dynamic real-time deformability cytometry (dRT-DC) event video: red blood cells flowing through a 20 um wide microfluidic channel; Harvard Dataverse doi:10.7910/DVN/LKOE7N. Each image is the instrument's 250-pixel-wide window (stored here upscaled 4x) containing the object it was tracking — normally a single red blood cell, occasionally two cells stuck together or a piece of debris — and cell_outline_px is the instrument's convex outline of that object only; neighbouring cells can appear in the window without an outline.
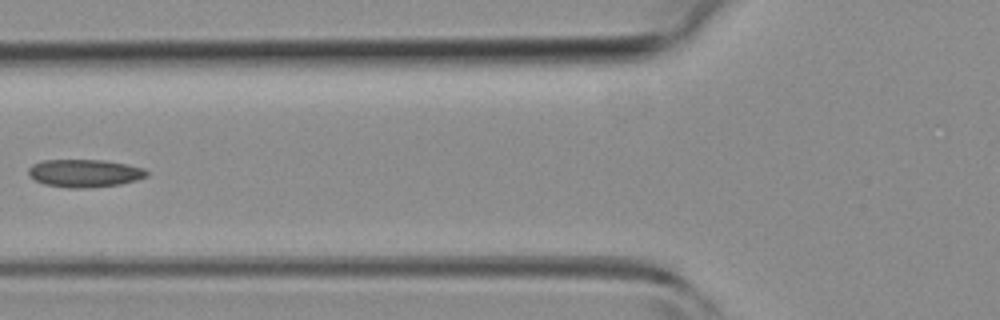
{"species": "common noctule bat (a hibernating species)", "species_latin": "Nyctalus noctula", "temperature_condition": "room temperature", "stored_images_in_passage": 5, "camera_frame_rate_fps": 3000, "um_per_image_px": 0.085, "animal": {"sex": "female", "body_mass_g": 19.3, "forearm_length_mm": 54.1}, "frame": {"image": 1, "passage_image": 5, "time_ms": 4.667, "image_size_px": [1000, 320], "cell_outline_px": [[148, 176], [136, 180], [120, 184], [84, 188], [68, 188], [44, 184], [28, 176], [28, 168], [32, 164], [44, 160], [108, 160], [128, 164], [144, 168], [148, 172]], "centroid_in_image_um": [7.19, 14.71], "position_along_channel_um": 118.6, "area_um2": 19.31}}